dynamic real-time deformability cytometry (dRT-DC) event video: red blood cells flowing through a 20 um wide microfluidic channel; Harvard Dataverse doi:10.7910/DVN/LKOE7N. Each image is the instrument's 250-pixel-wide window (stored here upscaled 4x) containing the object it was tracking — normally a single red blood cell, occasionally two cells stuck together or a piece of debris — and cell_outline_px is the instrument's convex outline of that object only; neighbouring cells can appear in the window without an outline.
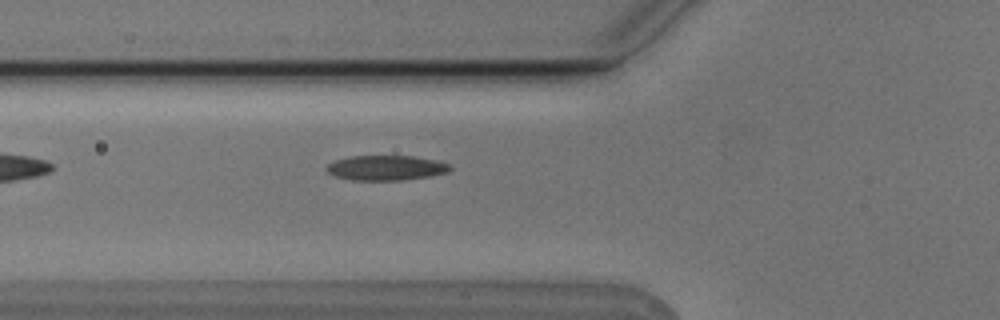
{"species": "Egyptian fruit bat (a non-hibernating species)", "species_latin": "Rousettus aegyptiacus", "temperature_condition": "cold", "stored_images_in_passage": 3, "camera_frame_rate_fps": 3000, "um_per_image_px": 0.085, "animal": {"sex": "male"}, "frame": {"image": 1, "passage_image": 3, "time_ms": 0.667, "image_size_px": [1000, 320], "cell_outline_px": [[452, 168], [448, 172], [432, 176], [404, 180], [352, 180], [336, 176], [328, 172], [324, 168], [328, 164], [336, 160], [352, 156], [412, 156], [436, 160], [452, 164]], "centroid_in_image_um": [32.86, 14.27], "position_along_channel_um": 92.9, "area_um2": 18.03}}